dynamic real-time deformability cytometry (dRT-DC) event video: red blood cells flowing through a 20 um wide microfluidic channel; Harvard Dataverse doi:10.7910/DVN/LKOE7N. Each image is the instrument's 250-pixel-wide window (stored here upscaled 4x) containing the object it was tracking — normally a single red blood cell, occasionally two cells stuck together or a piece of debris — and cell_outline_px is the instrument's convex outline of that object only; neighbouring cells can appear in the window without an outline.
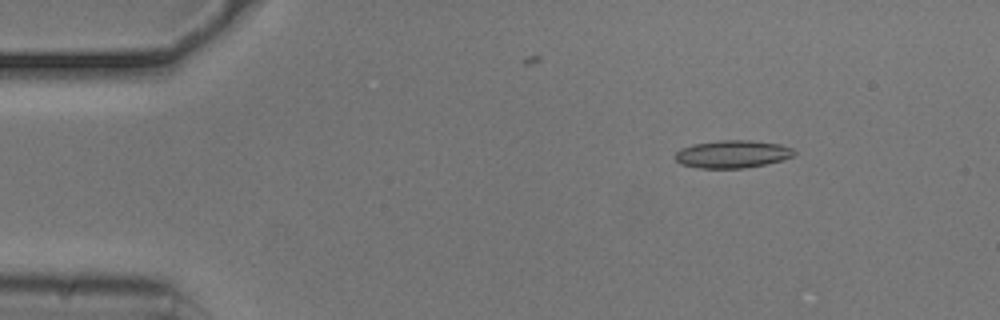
{"species": "common noctule bat (a hibernating species)", "species_latin": "Nyctalus noctula", "temperature_condition": "cold", "stored_images_in_passage": 54, "camera_frame_rate_fps": 3000, "um_per_image_px": 0.085, "animal": {"sex": "male", "body_mass_g": 20.5, "forearm_length_mm": 52.5}, "frame": {"image": 1, "passage_image": 8, "time_ms": 2.333, "image_size_px": [1000, 320], "cell_outline_px": [[796, 152], [792, 156], [780, 160], [764, 164], [744, 168], [700, 168], [680, 164], [676, 160], [676, 152], [680, 148], [692, 144], [720, 140], [748, 140], [780, 144], [792, 148]], "centroid_in_image_um": [62.22, 13.09], "position_along_channel_um": 22.8, "area_um2": 19.07}}
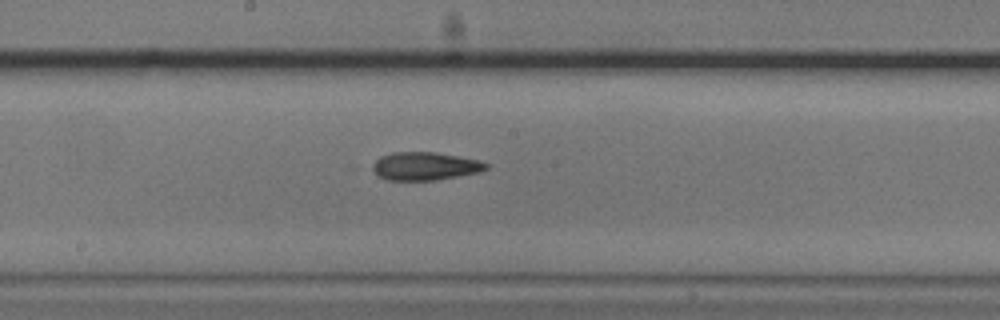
{"frame": {"image": 2, "passage_image": 29, "time_ms": 9.333, "image_size_px": [1000, 320], "cell_outline_px": [[488, 168], [480, 172], [436, 180], [388, 180], [380, 176], [372, 168], [372, 164], [380, 156], [392, 152], [436, 152], [480, 160], [488, 164]], "centroid_in_image_um": [36.14, 14.11], "position_along_channel_um": 212.1, "area_um2": 18.55}}
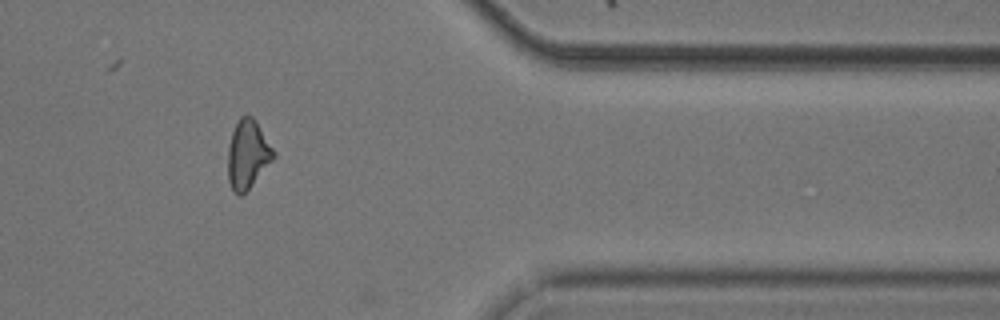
{"frame": {"image": 3, "passage_image": 45, "time_ms": 14.667, "image_size_px": [1000, 320], "cell_outline_px": [[276, 156], [248, 188], [240, 196], [232, 188], [228, 180], [228, 144], [232, 132], [240, 116], [244, 112], [248, 112], [256, 120], [276, 152]], "centroid_in_image_um": [21.06, 13.03], "position_along_channel_um": 390.3, "area_um2": 18.26}, "authors_computed_cell_mechanics": {"area_um2": 18.5827, "velocity_mm_per_s": 3.7315, "shape_relaxation_time_tau1_ms": null, "shape_relaxation_time_tau2_ms": 5.9203, "deformation_change_tau1": null, "deformation_change_tau2": 0.1533}}